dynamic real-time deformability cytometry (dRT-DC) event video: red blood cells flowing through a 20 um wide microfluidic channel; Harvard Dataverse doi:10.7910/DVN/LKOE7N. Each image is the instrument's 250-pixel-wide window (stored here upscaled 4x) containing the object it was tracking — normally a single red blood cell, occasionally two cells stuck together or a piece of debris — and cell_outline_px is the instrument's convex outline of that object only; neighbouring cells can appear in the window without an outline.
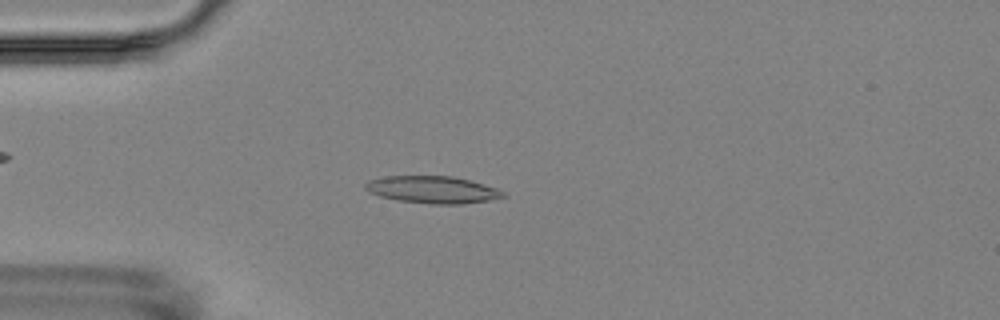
{"species": "Egyptian fruit bat (a non-hibernating species)", "species_latin": "Rousettus aegyptiacus", "temperature_condition": "room temperature", "stored_images_in_passage": 4, "camera_frame_rate_fps": 3000, "um_per_image_px": 0.085, "animal": {"sex": "female"}, "frame": {"image": 1, "passage_image": 3, "time_ms": 3.333, "image_size_px": [1000, 320], "cell_outline_px": [[508, 196], [488, 200], [460, 204], [432, 204], [396, 200], [380, 196], [368, 192], [364, 188], [364, 184], [368, 180], [384, 176], [452, 176], [468, 180], [496, 188], [504, 192]], "centroid_in_image_um": [36.72, 16.12], "position_along_channel_um": 48.3, "area_um2": 21.79}}